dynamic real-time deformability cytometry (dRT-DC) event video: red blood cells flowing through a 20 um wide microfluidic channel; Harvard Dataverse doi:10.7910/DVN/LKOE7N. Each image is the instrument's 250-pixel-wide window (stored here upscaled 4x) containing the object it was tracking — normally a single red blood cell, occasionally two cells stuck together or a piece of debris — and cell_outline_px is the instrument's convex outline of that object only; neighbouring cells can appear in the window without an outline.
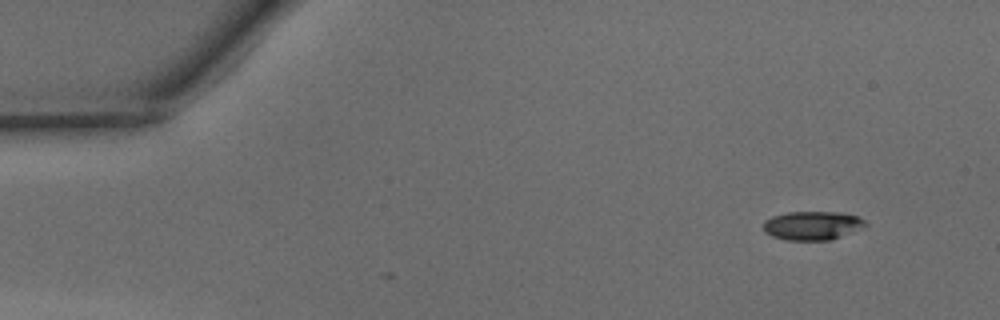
{"species": "common noctule bat (a hibernating species)", "species_latin": "Nyctalus noctula", "temperature_condition": "warm", "stored_images_in_passage": 3, "camera_frame_rate_fps": 3000, "um_per_image_px": 0.085, "animal": {"sex": "male", "body_mass_g": 15.6}, "frame": {"image": 1, "passage_image": 1, "time_ms": 0.0, "image_size_px": [1000, 320], "cell_outline_px": [[868, 224], [864, 228], [832, 240], [784, 240], [772, 236], [764, 232], [764, 220], [772, 216], [788, 212], [840, 212], [860, 216]], "centroid_in_image_um": [69.09, 19.17], "position_along_channel_um": 15.9, "area_um2": 17.4}}